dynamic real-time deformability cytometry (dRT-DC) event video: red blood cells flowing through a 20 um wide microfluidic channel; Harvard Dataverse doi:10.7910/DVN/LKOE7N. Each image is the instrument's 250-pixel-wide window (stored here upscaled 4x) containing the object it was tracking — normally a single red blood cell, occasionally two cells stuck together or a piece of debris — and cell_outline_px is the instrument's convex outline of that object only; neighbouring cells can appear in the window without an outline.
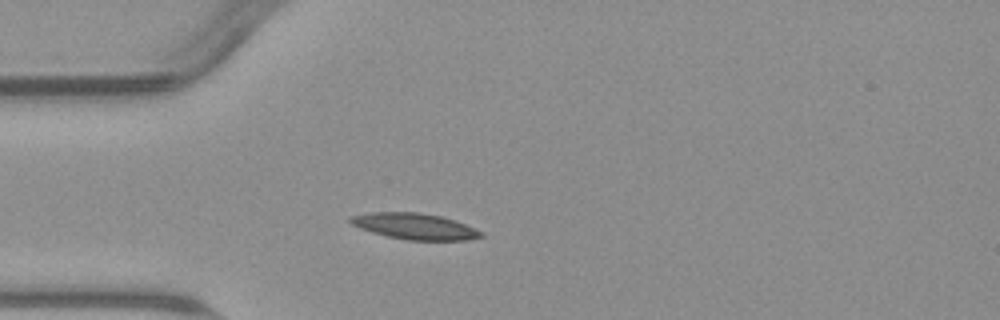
{"species": "common noctule bat (a hibernating species)", "species_latin": "Nyctalus noctula", "temperature_condition": "warm", "stored_images_in_passage": 3, "camera_frame_rate_fps": 3000, "um_per_image_px": 0.085, "animal": {"sex": "male", "body_mass_g": 23.1, "forearm_length_mm": 52.7}, "frame": {"image": 1, "passage_image": 2, "time_ms": 1.333, "image_size_px": [1000, 320], "cell_outline_px": [[484, 236], [468, 240], [408, 240], [388, 236], [372, 232], [360, 228], [352, 224], [348, 220], [348, 216], [372, 212], [420, 212], [440, 216], [456, 220], [484, 232]], "centroid_in_image_um": [35.27, 19.23], "position_along_channel_um": 49.7, "area_um2": 19.94}}